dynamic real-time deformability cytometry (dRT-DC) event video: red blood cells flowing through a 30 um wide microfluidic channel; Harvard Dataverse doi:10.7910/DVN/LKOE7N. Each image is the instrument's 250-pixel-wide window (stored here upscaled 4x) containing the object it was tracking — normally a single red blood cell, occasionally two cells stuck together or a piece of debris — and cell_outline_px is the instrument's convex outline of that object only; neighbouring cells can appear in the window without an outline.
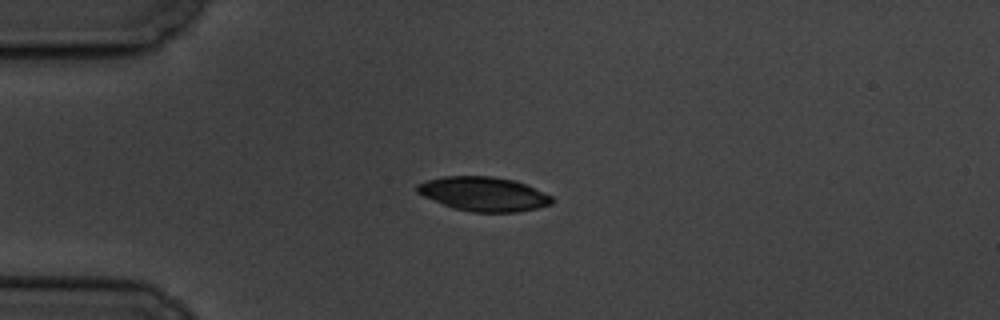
{"species": "common noctule bat (a hibernating species)", "species_latin": "Nyctalus noctula", "temperature_condition": "cold", "stored_images_in_passage": 3, "camera_frame_rate_fps": 3000, "um_per_image_px": 0.085, "animal": {"sex": "male", "body_mass_g": 19.5, "forearm_length_mm": 54.6}, "frame": {"image": 1, "passage_image": 2, "time_ms": 1.333, "image_size_px": [1000, 320], "cell_outline_px": [[552, 204], [536, 208], [516, 212], [472, 212], [452, 208], [424, 196], [416, 192], [416, 184], [428, 180], [444, 176], [492, 176], [512, 180], [528, 184], [552, 196]], "centroid_in_image_um": [41.11, 16.48], "position_along_channel_um": 43.9, "area_um2": 26.88}}